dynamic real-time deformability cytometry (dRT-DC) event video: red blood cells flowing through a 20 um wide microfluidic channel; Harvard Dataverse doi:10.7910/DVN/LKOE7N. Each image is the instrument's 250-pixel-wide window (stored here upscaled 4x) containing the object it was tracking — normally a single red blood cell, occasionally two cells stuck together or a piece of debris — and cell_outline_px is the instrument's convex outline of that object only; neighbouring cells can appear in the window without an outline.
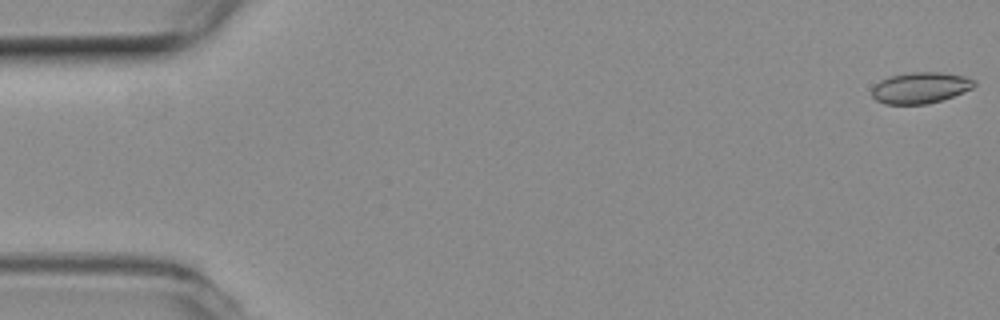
{"species": "common noctule bat (a hibernating species)", "species_latin": "Nyctalus noctula", "temperature_condition": "room temperature", "stored_images_in_passage": 54, "camera_frame_rate_fps": 3000, "um_per_image_px": 0.085, "animal": {"sex": "female", "body_mass_g": 19.3, "forearm_length_mm": 54.1}, "frame": {"image": 1, "passage_image": 1, "time_ms": 0.0, "image_size_px": [1000, 320], "cell_outline_px": [[976, 84], [972, 88], [952, 96], [928, 104], [884, 104], [876, 100], [872, 96], [872, 88], [880, 80], [888, 76], [912, 72], [940, 72], [964, 76], [976, 80]], "centroid_in_image_um": [78.21, 7.45], "position_along_channel_um": 6.8, "area_um2": 18.55}}
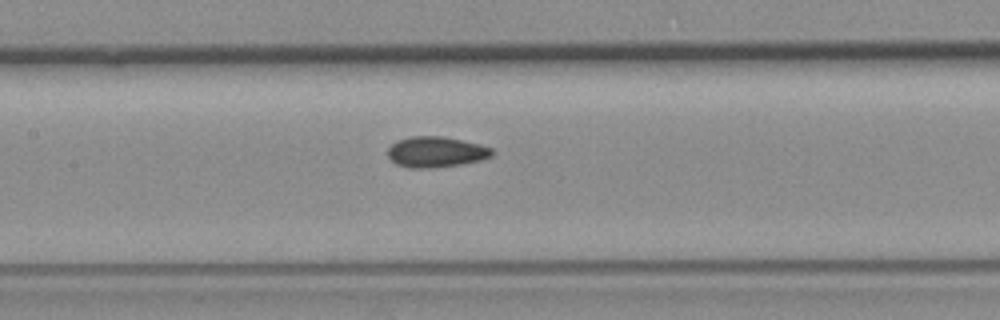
{"frame": {"image": 2, "passage_image": 25, "time_ms": 8.0, "image_size_px": [1000, 320], "cell_outline_px": [[496, 152], [492, 156], [480, 160], [460, 164], [432, 168], [408, 168], [396, 164], [388, 156], [388, 148], [396, 140], [412, 136], [440, 136], [480, 144], [492, 148]], "centroid_in_image_um": [37.06, 12.92], "position_along_channel_um": 170.3, "area_um2": 18.67}}
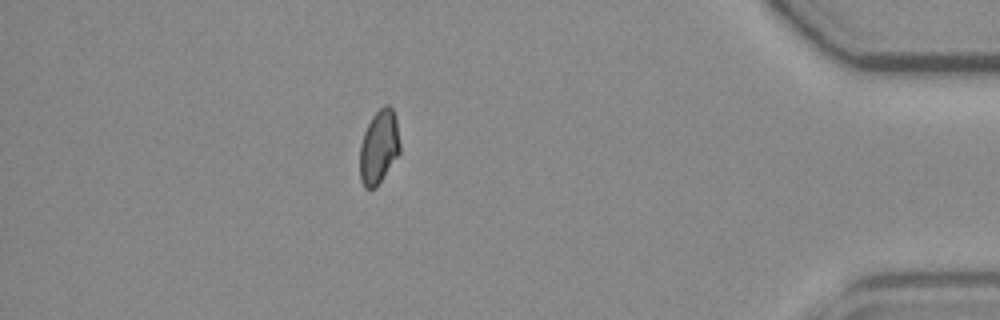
{"frame": {"image": 3, "passage_image": 47, "time_ms": 15.333, "image_size_px": [1000, 320], "cell_outline_px": [[400, 152], [376, 188], [364, 188], [360, 180], [360, 144], [364, 132], [372, 116], [384, 104], [388, 104], [392, 108], [396, 116], [400, 144]], "centroid_in_image_um": [32.21, 12.48], "position_along_channel_um": 403.0, "area_um2": 17.34}, "authors_computed_cell_mechanics": {"area_um2": 18.207, "velocity_mm_per_s": 3.8394, "shape_relaxation_time_tau1_ms": null, "shape_relaxation_time_tau2_ms": 1.2829, "deformation_change_tau1": null, "deformation_change_tau2": 0.0464}}